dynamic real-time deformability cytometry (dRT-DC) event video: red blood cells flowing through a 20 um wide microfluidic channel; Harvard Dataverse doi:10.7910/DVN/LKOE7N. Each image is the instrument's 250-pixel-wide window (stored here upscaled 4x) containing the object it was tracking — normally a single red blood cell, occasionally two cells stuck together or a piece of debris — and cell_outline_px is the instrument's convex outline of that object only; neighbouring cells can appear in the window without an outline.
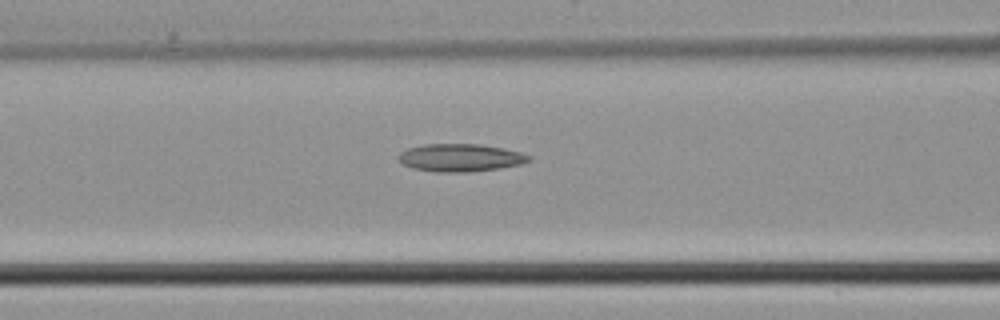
{"species": "common noctule bat (a hibernating species)", "species_latin": "Nyctalus noctula", "temperature_condition": "cold", "stored_images_in_passage": 37, "camera_frame_rate_fps": 3000, "um_per_image_px": 0.085, "animal": {"sex": "male", "body_mass_g": 21.5, "forearm_length_mm": 52.0}, "frame": {"image": 1, "passage_image": 19, "time_ms": 6.0, "image_size_px": [1000, 320], "cell_outline_px": [[532, 160], [520, 164], [500, 168], [468, 172], [436, 172], [412, 168], [404, 164], [396, 156], [400, 152], [408, 148], [424, 144], [480, 144], [504, 148], [520, 152], [532, 156]], "centroid_in_image_um": [39.14, 13.4], "position_along_channel_um": 127.5, "area_um2": 21.15}}
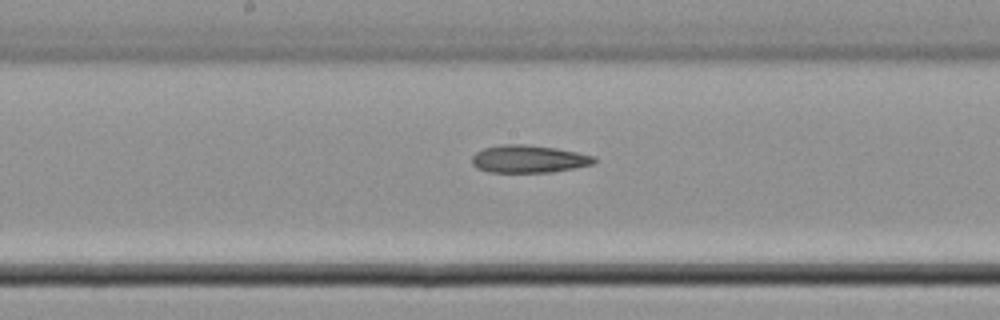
{"frame": {"image": 2, "passage_image": 24, "time_ms": 7.667, "image_size_px": [1000, 320], "cell_outline_px": [[596, 160], [592, 164], [552, 172], [488, 172], [476, 168], [472, 164], [472, 156], [476, 152], [484, 148], [500, 144], [528, 144], [556, 148], [596, 156]], "centroid_in_image_um": [44.9, 13.5], "position_along_channel_um": 203.3, "area_um2": 19.71}}
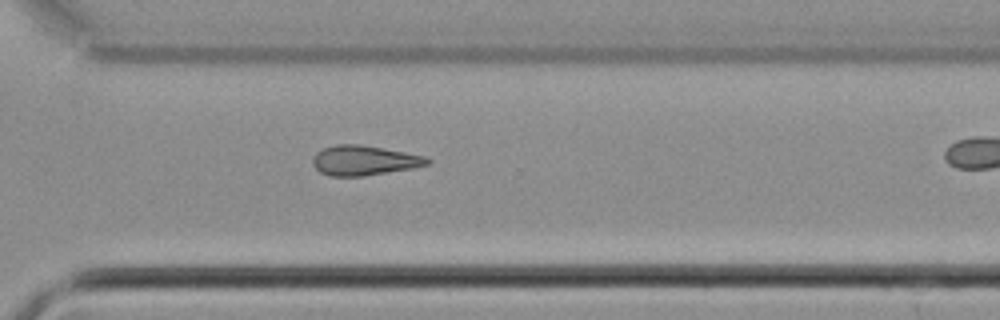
{"frame": {"image": 3, "passage_image": 33, "time_ms": 10.667, "image_size_px": [1000, 320], "cell_outline_px": [[432, 160], [428, 164], [412, 168], [364, 176], [332, 176], [320, 172], [312, 164], [312, 160], [316, 152], [324, 148], [336, 144], [360, 144], [404, 152], [424, 156]], "centroid_in_image_um": [30.93, 13.63], "position_along_channel_um": 339.7, "area_um2": 19.77}}